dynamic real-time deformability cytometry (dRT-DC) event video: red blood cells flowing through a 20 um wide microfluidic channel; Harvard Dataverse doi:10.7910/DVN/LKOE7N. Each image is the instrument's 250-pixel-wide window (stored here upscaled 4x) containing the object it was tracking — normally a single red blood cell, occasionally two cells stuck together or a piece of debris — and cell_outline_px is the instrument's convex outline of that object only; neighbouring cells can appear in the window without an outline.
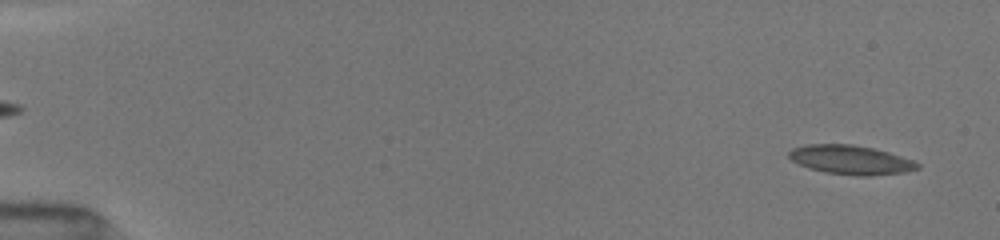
{"species": "common noctule bat (a hibernating species)", "species_latin": "Nyctalus noctula", "temperature_condition": "room temperature", "stored_images_in_passage": 51, "camera_frame_rate_fps": 3000, "um_per_image_px": 0.085, "animal": {"sex": "female", "body_mass_g": 19.5, "forearm_length_mm": 54.1}, "frame": {"image": 1, "passage_image": 2, "time_ms": 0.333, "image_size_px": [1000, 240], "cell_outline_px": [[920, 164], [916, 168], [900, 172], [868, 176], [856, 176], [824, 172], [808, 168], [792, 160], [788, 156], [788, 152], [792, 148], [808, 144], [852, 144], [872, 148], [888, 152], [912, 160]], "centroid_in_image_um": [72.24, 13.58], "position_along_channel_um": 12.8, "area_um2": 21.5}}
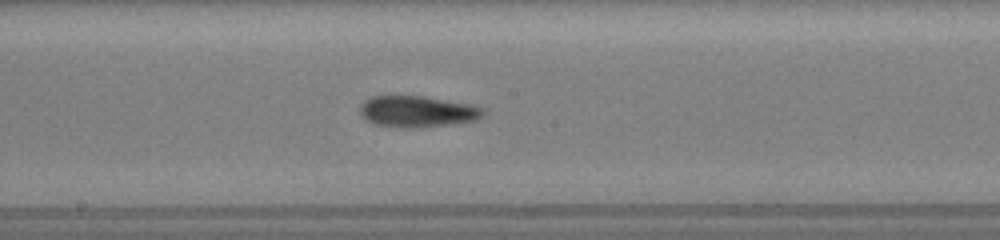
{"frame": {"image": 2, "passage_image": 28, "time_ms": 9.0, "image_size_px": [1000, 240], "cell_outline_px": [[484, 112], [480, 116], [472, 120], [452, 124], [420, 128], [396, 128], [376, 124], [368, 120], [360, 112], [360, 104], [364, 100], [372, 96], [424, 96], [468, 104], [484, 108]], "centroid_in_image_um": [35.42, 9.48], "position_along_channel_um": 212.8, "area_um2": 22.31}}
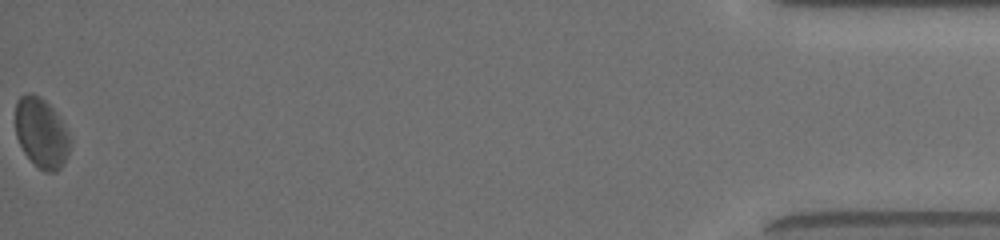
{"frame": {"image": 3, "passage_image": 51, "time_ms": 16.667, "image_size_px": [1000, 240], "cell_outline_px": [[68, 152], [60, 168], [56, 172], [44, 172], [24, 152], [16, 136], [16, 100], [20, 96], [28, 92], [32, 92], [40, 96], [52, 108], [60, 120], [68, 136]], "centroid_in_image_um": [3.47, 11.27], "position_along_channel_um": 431.7, "area_um2": 21.62}, "authors_computed_cell_mechanics": {"area_um2": 21.386, "velocity_mm_per_s": 4.0063, "shape_relaxation_time_tau1_ms": 3.1231, "shape_relaxation_time_tau2_ms": 7.3079, "deformation_change_tau1": 0.0996, "deformation_change_tau2": 0.1148}}